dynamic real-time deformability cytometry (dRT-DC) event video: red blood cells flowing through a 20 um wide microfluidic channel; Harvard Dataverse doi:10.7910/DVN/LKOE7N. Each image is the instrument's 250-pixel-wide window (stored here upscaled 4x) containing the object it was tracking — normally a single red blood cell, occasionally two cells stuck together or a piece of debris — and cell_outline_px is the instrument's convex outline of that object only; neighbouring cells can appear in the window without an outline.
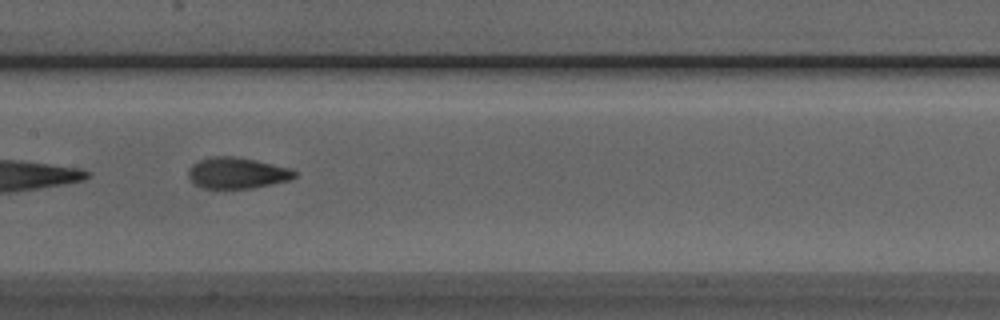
{"species": "Egyptian fruit bat (a non-hibernating species)", "species_latin": "Rousettus aegyptiacus", "temperature_condition": "room temperature", "stored_images_in_passage": 8, "camera_frame_rate_fps": 3000, "um_per_image_px": 0.085, "animal": {"sex": "male"}, "frame": {"image": 1, "passage_image": 8, "time_ms": 2.333, "image_size_px": [1000, 320], "cell_outline_px": [[296, 176], [288, 180], [252, 188], [216, 192], [204, 188], [196, 184], [188, 176], [188, 168], [192, 164], [200, 160], [212, 156], [236, 156], [256, 160], [292, 168], [296, 172]], "centroid_in_image_um": [20.11, 14.74], "position_along_channel_um": 187.3, "area_um2": 19.88}}